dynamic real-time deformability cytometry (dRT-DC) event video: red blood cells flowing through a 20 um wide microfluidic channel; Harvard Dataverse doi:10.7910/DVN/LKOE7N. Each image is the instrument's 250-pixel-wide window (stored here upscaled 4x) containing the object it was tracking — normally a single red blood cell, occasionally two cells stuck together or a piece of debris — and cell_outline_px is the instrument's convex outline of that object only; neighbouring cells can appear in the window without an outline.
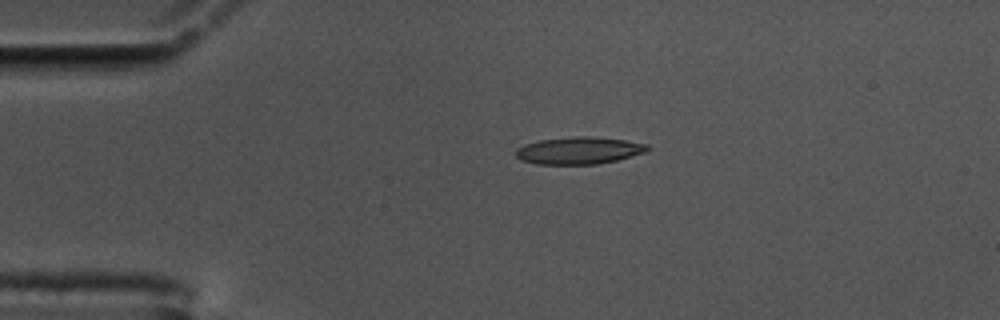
{"species": "common noctule bat (a hibernating species)", "species_latin": "Nyctalus noctula", "temperature_condition": "cold", "stored_images_in_passage": 47, "segment_of_instrument_passage": [1, 2], "camera_frame_rate_fps": 3000, "um_per_image_px": 0.085, "animal": {"sex": "male", "body_mass_g": 17.5, "forearm_length_mm": 52.3}, "frame": {"image": 1, "passage_image": 1, "time_ms": 0.0, "image_size_px": [1000, 320], "cell_outline_px": [[648, 152], [616, 160], [596, 164], [536, 164], [520, 160], [516, 156], [516, 148], [524, 144], [540, 140], [580, 136], [588, 136], [624, 140], [648, 144]], "centroid_in_image_um": [49.2, 12.8], "position_along_channel_um": 35.8, "area_um2": 20.75}}
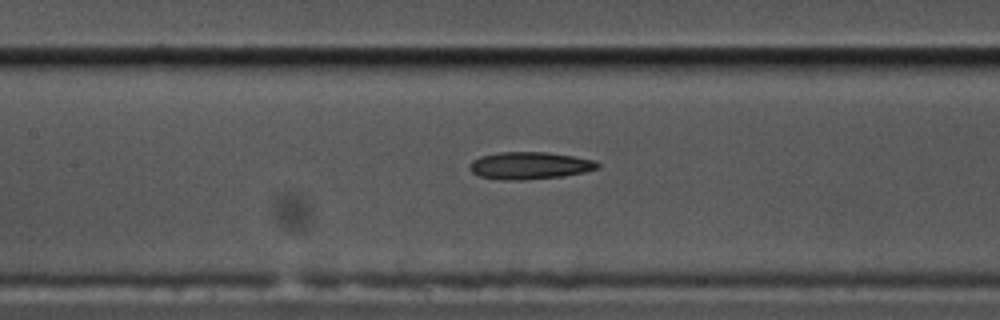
{"frame": {"image": 2, "passage_image": 15, "time_ms": 4.667, "image_size_px": [1000, 320], "cell_outline_px": [[600, 164], [596, 168], [584, 172], [560, 176], [520, 180], [516, 180], [480, 176], [472, 172], [468, 168], [468, 164], [472, 160], [480, 156], [500, 152], [548, 152], [596, 160]], "centroid_in_image_um": [45.0, 14.05], "position_along_channel_um": 162.4, "area_um2": 20.06}}
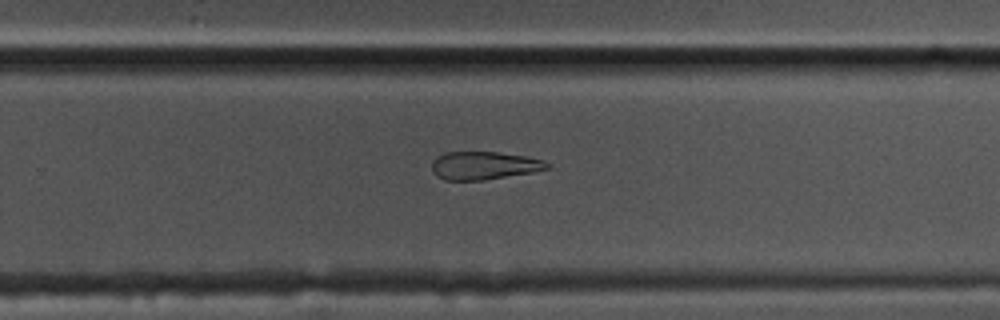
{"frame": {"image": 3, "passage_image": 26, "time_ms": 8.333, "image_size_px": [1000, 320], "cell_outline_px": [[552, 168], [532, 172], [484, 180], [444, 180], [436, 176], [432, 172], [432, 160], [436, 156], [444, 152], [496, 152], [524, 156], [544, 160], [552, 164]], "centroid_in_image_um": [41.14, 14.07], "position_along_channel_um": 288.7, "area_um2": 19.02}}